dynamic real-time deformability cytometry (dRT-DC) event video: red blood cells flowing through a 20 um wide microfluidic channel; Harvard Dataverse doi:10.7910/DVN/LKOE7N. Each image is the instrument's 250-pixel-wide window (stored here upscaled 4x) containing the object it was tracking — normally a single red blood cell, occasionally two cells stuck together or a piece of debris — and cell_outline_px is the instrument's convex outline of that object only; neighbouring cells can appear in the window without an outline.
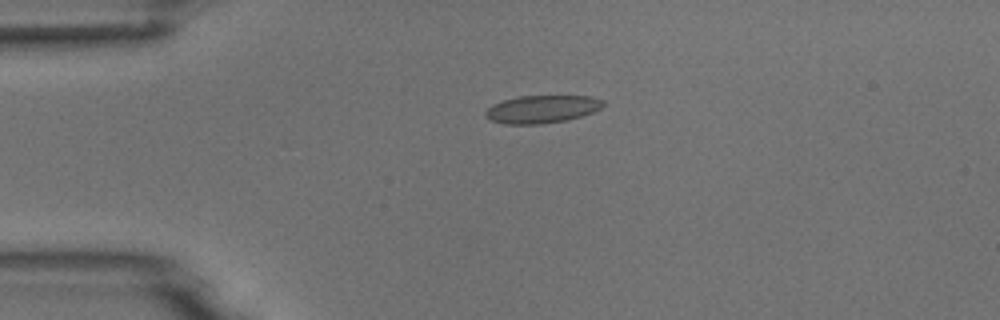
{"species": "common noctule bat (a hibernating species)", "species_latin": "Nyctalus noctula", "temperature_condition": "room temperature", "stored_images_in_passage": 2, "camera_frame_rate_fps": 3000, "um_per_image_px": 0.085, "animal": {"sex": "male", "body_mass_g": 18.8}, "frame": {"image": 1, "passage_image": 1, "time_ms": 0.0, "image_size_px": [1000, 320], "cell_outline_px": [[604, 104], [600, 108], [592, 112], [568, 120], [540, 124], [504, 124], [492, 120], [484, 116], [484, 112], [492, 104], [504, 100], [520, 96], [592, 96], [604, 100]], "centroid_in_image_um": [46.05, 9.28], "position_along_channel_um": 38.9, "area_um2": 19.02}}